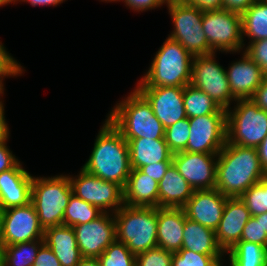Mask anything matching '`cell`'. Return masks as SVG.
Instances as JSON below:
<instances>
[{
    "label": "cell",
    "mask_w": 267,
    "mask_h": 266,
    "mask_svg": "<svg viewBox=\"0 0 267 266\" xmlns=\"http://www.w3.org/2000/svg\"><path fill=\"white\" fill-rule=\"evenodd\" d=\"M158 207L123 205L114 213L116 240L135 255L157 247Z\"/></svg>",
    "instance_id": "cell-5"
},
{
    "label": "cell",
    "mask_w": 267,
    "mask_h": 266,
    "mask_svg": "<svg viewBox=\"0 0 267 266\" xmlns=\"http://www.w3.org/2000/svg\"><path fill=\"white\" fill-rule=\"evenodd\" d=\"M103 212L96 206L82 200L72 193L63 215V225L75 226L90 222Z\"/></svg>",
    "instance_id": "cell-31"
},
{
    "label": "cell",
    "mask_w": 267,
    "mask_h": 266,
    "mask_svg": "<svg viewBox=\"0 0 267 266\" xmlns=\"http://www.w3.org/2000/svg\"><path fill=\"white\" fill-rule=\"evenodd\" d=\"M173 252L160 247L136 255V266H172Z\"/></svg>",
    "instance_id": "cell-36"
},
{
    "label": "cell",
    "mask_w": 267,
    "mask_h": 266,
    "mask_svg": "<svg viewBox=\"0 0 267 266\" xmlns=\"http://www.w3.org/2000/svg\"><path fill=\"white\" fill-rule=\"evenodd\" d=\"M44 239L4 246L0 266H33Z\"/></svg>",
    "instance_id": "cell-28"
},
{
    "label": "cell",
    "mask_w": 267,
    "mask_h": 266,
    "mask_svg": "<svg viewBox=\"0 0 267 266\" xmlns=\"http://www.w3.org/2000/svg\"><path fill=\"white\" fill-rule=\"evenodd\" d=\"M16 3V0H0V7L2 6V5H7L8 3L10 4V3Z\"/></svg>",
    "instance_id": "cell-54"
},
{
    "label": "cell",
    "mask_w": 267,
    "mask_h": 266,
    "mask_svg": "<svg viewBox=\"0 0 267 266\" xmlns=\"http://www.w3.org/2000/svg\"><path fill=\"white\" fill-rule=\"evenodd\" d=\"M190 136L184 151L218 154L227 141L226 109L189 118Z\"/></svg>",
    "instance_id": "cell-12"
},
{
    "label": "cell",
    "mask_w": 267,
    "mask_h": 266,
    "mask_svg": "<svg viewBox=\"0 0 267 266\" xmlns=\"http://www.w3.org/2000/svg\"><path fill=\"white\" fill-rule=\"evenodd\" d=\"M244 51L261 67L262 72L267 75V39L248 44Z\"/></svg>",
    "instance_id": "cell-39"
},
{
    "label": "cell",
    "mask_w": 267,
    "mask_h": 266,
    "mask_svg": "<svg viewBox=\"0 0 267 266\" xmlns=\"http://www.w3.org/2000/svg\"><path fill=\"white\" fill-rule=\"evenodd\" d=\"M72 193L69 175L33 176L31 203L44 230L63 224L64 211Z\"/></svg>",
    "instance_id": "cell-6"
},
{
    "label": "cell",
    "mask_w": 267,
    "mask_h": 266,
    "mask_svg": "<svg viewBox=\"0 0 267 266\" xmlns=\"http://www.w3.org/2000/svg\"><path fill=\"white\" fill-rule=\"evenodd\" d=\"M98 259L101 266H136V255L118 240L111 243Z\"/></svg>",
    "instance_id": "cell-32"
},
{
    "label": "cell",
    "mask_w": 267,
    "mask_h": 266,
    "mask_svg": "<svg viewBox=\"0 0 267 266\" xmlns=\"http://www.w3.org/2000/svg\"><path fill=\"white\" fill-rule=\"evenodd\" d=\"M183 101L187 118L214 114L221 108L209 95L191 84L184 87Z\"/></svg>",
    "instance_id": "cell-30"
},
{
    "label": "cell",
    "mask_w": 267,
    "mask_h": 266,
    "mask_svg": "<svg viewBox=\"0 0 267 266\" xmlns=\"http://www.w3.org/2000/svg\"><path fill=\"white\" fill-rule=\"evenodd\" d=\"M242 39L250 41L267 39V0H256L242 15Z\"/></svg>",
    "instance_id": "cell-27"
},
{
    "label": "cell",
    "mask_w": 267,
    "mask_h": 266,
    "mask_svg": "<svg viewBox=\"0 0 267 266\" xmlns=\"http://www.w3.org/2000/svg\"><path fill=\"white\" fill-rule=\"evenodd\" d=\"M101 1H103V2H104V1H105V2H112V1L115 2V1H116V2H117V1H120V0H101Z\"/></svg>",
    "instance_id": "cell-55"
},
{
    "label": "cell",
    "mask_w": 267,
    "mask_h": 266,
    "mask_svg": "<svg viewBox=\"0 0 267 266\" xmlns=\"http://www.w3.org/2000/svg\"><path fill=\"white\" fill-rule=\"evenodd\" d=\"M1 94L4 95V88H0V97L2 96ZM2 102L0 100V140L10 136L9 126L4 116V104Z\"/></svg>",
    "instance_id": "cell-47"
},
{
    "label": "cell",
    "mask_w": 267,
    "mask_h": 266,
    "mask_svg": "<svg viewBox=\"0 0 267 266\" xmlns=\"http://www.w3.org/2000/svg\"><path fill=\"white\" fill-rule=\"evenodd\" d=\"M235 102L226 110L227 142L257 148L267 135V111L250 99Z\"/></svg>",
    "instance_id": "cell-7"
},
{
    "label": "cell",
    "mask_w": 267,
    "mask_h": 266,
    "mask_svg": "<svg viewBox=\"0 0 267 266\" xmlns=\"http://www.w3.org/2000/svg\"><path fill=\"white\" fill-rule=\"evenodd\" d=\"M129 146V157L132 168L158 162H172L173 153L169 150L165 139H125Z\"/></svg>",
    "instance_id": "cell-24"
},
{
    "label": "cell",
    "mask_w": 267,
    "mask_h": 266,
    "mask_svg": "<svg viewBox=\"0 0 267 266\" xmlns=\"http://www.w3.org/2000/svg\"><path fill=\"white\" fill-rule=\"evenodd\" d=\"M9 136L0 140V173L14 168L20 161L7 146Z\"/></svg>",
    "instance_id": "cell-40"
},
{
    "label": "cell",
    "mask_w": 267,
    "mask_h": 266,
    "mask_svg": "<svg viewBox=\"0 0 267 266\" xmlns=\"http://www.w3.org/2000/svg\"><path fill=\"white\" fill-rule=\"evenodd\" d=\"M158 182L140 169L132 168L124 190V204L132 207H159Z\"/></svg>",
    "instance_id": "cell-22"
},
{
    "label": "cell",
    "mask_w": 267,
    "mask_h": 266,
    "mask_svg": "<svg viewBox=\"0 0 267 266\" xmlns=\"http://www.w3.org/2000/svg\"><path fill=\"white\" fill-rule=\"evenodd\" d=\"M256 0H223V9L243 14Z\"/></svg>",
    "instance_id": "cell-45"
},
{
    "label": "cell",
    "mask_w": 267,
    "mask_h": 266,
    "mask_svg": "<svg viewBox=\"0 0 267 266\" xmlns=\"http://www.w3.org/2000/svg\"><path fill=\"white\" fill-rule=\"evenodd\" d=\"M166 4L174 24V30L168 37L178 41L193 56L214 53L203 31L204 11L183 0H168Z\"/></svg>",
    "instance_id": "cell-8"
},
{
    "label": "cell",
    "mask_w": 267,
    "mask_h": 266,
    "mask_svg": "<svg viewBox=\"0 0 267 266\" xmlns=\"http://www.w3.org/2000/svg\"><path fill=\"white\" fill-rule=\"evenodd\" d=\"M250 100L259 108L267 111V75L264 76L261 85L256 89Z\"/></svg>",
    "instance_id": "cell-44"
},
{
    "label": "cell",
    "mask_w": 267,
    "mask_h": 266,
    "mask_svg": "<svg viewBox=\"0 0 267 266\" xmlns=\"http://www.w3.org/2000/svg\"><path fill=\"white\" fill-rule=\"evenodd\" d=\"M124 1L126 6L133 11L143 12L150 9H155L166 4L168 0H120Z\"/></svg>",
    "instance_id": "cell-42"
},
{
    "label": "cell",
    "mask_w": 267,
    "mask_h": 266,
    "mask_svg": "<svg viewBox=\"0 0 267 266\" xmlns=\"http://www.w3.org/2000/svg\"><path fill=\"white\" fill-rule=\"evenodd\" d=\"M224 255H205L188 249L173 252L172 266H223Z\"/></svg>",
    "instance_id": "cell-33"
},
{
    "label": "cell",
    "mask_w": 267,
    "mask_h": 266,
    "mask_svg": "<svg viewBox=\"0 0 267 266\" xmlns=\"http://www.w3.org/2000/svg\"><path fill=\"white\" fill-rule=\"evenodd\" d=\"M73 194L102 212L115 213L124 205V190L113 182H108L87 173L83 168L79 175L69 176Z\"/></svg>",
    "instance_id": "cell-11"
},
{
    "label": "cell",
    "mask_w": 267,
    "mask_h": 266,
    "mask_svg": "<svg viewBox=\"0 0 267 266\" xmlns=\"http://www.w3.org/2000/svg\"><path fill=\"white\" fill-rule=\"evenodd\" d=\"M228 198L217 189L194 190L191 198L182 208L186 218L215 231L219 226Z\"/></svg>",
    "instance_id": "cell-17"
},
{
    "label": "cell",
    "mask_w": 267,
    "mask_h": 266,
    "mask_svg": "<svg viewBox=\"0 0 267 266\" xmlns=\"http://www.w3.org/2000/svg\"><path fill=\"white\" fill-rule=\"evenodd\" d=\"M242 55L239 61L226 69L230 91L236 100L251 99L265 76L261 67L245 51Z\"/></svg>",
    "instance_id": "cell-18"
},
{
    "label": "cell",
    "mask_w": 267,
    "mask_h": 266,
    "mask_svg": "<svg viewBox=\"0 0 267 266\" xmlns=\"http://www.w3.org/2000/svg\"><path fill=\"white\" fill-rule=\"evenodd\" d=\"M218 154L180 151L172 163L194 190L215 189Z\"/></svg>",
    "instance_id": "cell-15"
},
{
    "label": "cell",
    "mask_w": 267,
    "mask_h": 266,
    "mask_svg": "<svg viewBox=\"0 0 267 266\" xmlns=\"http://www.w3.org/2000/svg\"><path fill=\"white\" fill-rule=\"evenodd\" d=\"M33 176L19 162L0 173V210L24 206L31 202Z\"/></svg>",
    "instance_id": "cell-20"
},
{
    "label": "cell",
    "mask_w": 267,
    "mask_h": 266,
    "mask_svg": "<svg viewBox=\"0 0 267 266\" xmlns=\"http://www.w3.org/2000/svg\"><path fill=\"white\" fill-rule=\"evenodd\" d=\"M77 266H101L98 258L82 257Z\"/></svg>",
    "instance_id": "cell-50"
},
{
    "label": "cell",
    "mask_w": 267,
    "mask_h": 266,
    "mask_svg": "<svg viewBox=\"0 0 267 266\" xmlns=\"http://www.w3.org/2000/svg\"><path fill=\"white\" fill-rule=\"evenodd\" d=\"M0 221L4 246L43 239L44 229L31 202L0 210Z\"/></svg>",
    "instance_id": "cell-13"
},
{
    "label": "cell",
    "mask_w": 267,
    "mask_h": 266,
    "mask_svg": "<svg viewBox=\"0 0 267 266\" xmlns=\"http://www.w3.org/2000/svg\"><path fill=\"white\" fill-rule=\"evenodd\" d=\"M107 119L124 139H165V128L154 115L151 105L135 88L112 108Z\"/></svg>",
    "instance_id": "cell-4"
},
{
    "label": "cell",
    "mask_w": 267,
    "mask_h": 266,
    "mask_svg": "<svg viewBox=\"0 0 267 266\" xmlns=\"http://www.w3.org/2000/svg\"><path fill=\"white\" fill-rule=\"evenodd\" d=\"M44 243L49 246L61 266H77L82 258L71 226L58 225L44 230Z\"/></svg>",
    "instance_id": "cell-23"
},
{
    "label": "cell",
    "mask_w": 267,
    "mask_h": 266,
    "mask_svg": "<svg viewBox=\"0 0 267 266\" xmlns=\"http://www.w3.org/2000/svg\"><path fill=\"white\" fill-rule=\"evenodd\" d=\"M181 249L205 255L226 254L218 245L215 231L191 219H185Z\"/></svg>",
    "instance_id": "cell-26"
},
{
    "label": "cell",
    "mask_w": 267,
    "mask_h": 266,
    "mask_svg": "<svg viewBox=\"0 0 267 266\" xmlns=\"http://www.w3.org/2000/svg\"><path fill=\"white\" fill-rule=\"evenodd\" d=\"M265 175L256 148L226 141L218 153L215 189L229 198H238Z\"/></svg>",
    "instance_id": "cell-1"
},
{
    "label": "cell",
    "mask_w": 267,
    "mask_h": 266,
    "mask_svg": "<svg viewBox=\"0 0 267 266\" xmlns=\"http://www.w3.org/2000/svg\"><path fill=\"white\" fill-rule=\"evenodd\" d=\"M82 168L91 175L125 188L132 170L129 146L108 119L100 128L91 155Z\"/></svg>",
    "instance_id": "cell-2"
},
{
    "label": "cell",
    "mask_w": 267,
    "mask_h": 266,
    "mask_svg": "<svg viewBox=\"0 0 267 266\" xmlns=\"http://www.w3.org/2000/svg\"><path fill=\"white\" fill-rule=\"evenodd\" d=\"M202 26L213 52L243 51L241 14L226 9L204 11Z\"/></svg>",
    "instance_id": "cell-9"
},
{
    "label": "cell",
    "mask_w": 267,
    "mask_h": 266,
    "mask_svg": "<svg viewBox=\"0 0 267 266\" xmlns=\"http://www.w3.org/2000/svg\"><path fill=\"white\" fill-rule=\"evenodd\" d=\"M190 136L189 118H184L165 129V141L174 154L186 149Z\"/></svg>",
    "instance_id": "cell-34"
},
{
    "label": "cell",
    "mask_w": 267,
    "mask_h": 266,
    "mask_svg": "<svg viewBox=\"0 0 267 266\" xmlns=\"http://www.w3.org/2000/svg\"><path fill=\"white\" fill-rule=\"evenodd\" d=\"M171 164L172 162H158L143 166L140 170L159 183Z\"/></svg>",
    "instance_id": "cell-43"
},
{
    "label": "cell",
    "mask_w": 267,
    "mask_h": 266,
    "mask_svg": "<svg viewBox=\"0 0 267 266\" xmlns=\"http://www.w3.org/2000/svg\"><path fill=\"white\" fill-rule=\"evenodd\" d=\"M33 266H61L51 248L43 243L38 251Z\"/></svg>",
    "instance_id": "cell-41"
},
{
    "label": "cell",
    "mask_w": 267,
    "mask_h": 266,
    "mask_svg": "<svg viewBox=\"0 0 267 266\" xmlns=\"http://www.w3.org/2000/svg\"><path fill=\"white\" fill-rule=\"evenodd\" d=\"M18 1H22V2H28L30 3L33 7L35 6H47V5H50V6H57L61 3H63V1L65 0H16V2Z\"/></svg>",
    "instance_id": "cell-49"
},
{
    "label": "cell",
    "mask_w": 267,
    "mask_h": 266,
    "mask_svg": "<svg viewBox=\"0 0 267 266\" xmlns=\"http://www.w3.org/2000/svg\"><path fill=\"white\" fill-rule=\"evenodd\" d=\"M151 105L154 115L163 127L187 118L183 94L184 87H135Z\"/></svg>",
    "instance_id": "cell-16"
},
{
    "label": "cell",
    "mask_w": 267,
    "mask_h": 266,
    "mask_svg": "<svg viewBox=\"0 0 267 266\" xmlns=\"http://www.w3.org/2000/svg\"><path fill=\"white\" fill-rule=\"evenodd\" d=\"M3 248H4V244H3V241H2V231H1V221H0V257H1V254H2Z\"/></svg>",
    "instance_id": "cell-53"
},
{
    "label": "cell",
    "mask_w": 267,
    "mask_h": 266,
    "mask_svg": "<svg viewBox=\"0 0 267 266\" xmlns=\"http://www.w3.org/2000/svg\"><path fill=\"white\" fill-rule=\"evenodd\" d=\"M240 241L258 243L267 248V234L261 226V219H255L252 216L248 220L242 231Z\"/></svg>",
    "instance_id": "cell-38"
},
{
    "label": "cell",
    "mask_w": 267,
    "mask_h": 266,
    "mask_svg": "<svg viewBox=\"0 0 267 266\" xmlns=\"http://www.w3.org/2000/svg\"><path fill=\"white\" fill-rule=\"evenodd\" d=\"M159 207L182 208L194 189L172 163L158 184Z\"/></svg>",
    "instance_id": "cell-25"
},
{
    "label": "cell",
    "mask_w": 267,
    "mask_h": 266,
    "mask_svg": "<svg viewBox=\"0 0 267 266\" xmlns=\"http://www.w3.org/2000/svg\"><path fill=\"white\" fill-rule=\"evenodd\" d=\"M82 257L98 258L116 240L113 213L103 212L96 219L73 226Z\"/></svg>",
    "instance_id": "cell-14"
},
{
    "label": "cell",
    "mask_w": 267,
    "mask_h": 266,
    "mask_svg": "<svg viewBox=\"0 0 267 266\" xmlns=\"http://www.w3.org/2000/svg\"><path fill=\"white\" fill-rule=\"evenodd\" d=\"M261 162V166L267 174V135L264 137L262 143L256 148Z\"/></svg>",
    "instance_id": "cell-48"
},
{
    "label": "cell",
    "mask_w": 267,
    "mask_h": 266,
    "mask_svg": "<svg viewBox=\"0 0 267 266\" xmlns=\"http://www.w3.org/2000/svg\"><path fill=\"white\" fill-rule=\"evenodd\" d=\"M216 53L195 55L192 62L190 84L209 95L223 109H229L236 99L233 97L226 69L218 64Z\"/></svg>",
    "instance_id": "cell-10"
},
{
    "label": "cell",
    "mask_w": 267,
    "mask_h": 266,
    "mask_svg": "<svg viewBox=\"0 0 267 266\" xmlns=\"http://www.w3.org/2000/svg\"><path fill=\"white\" fill-rule=\"evenodd\" d=\"M193 55L167 37L136 87H185L190 84Z\"/></svg>",
    "instance_id": "cell-3"
},
{
    "label": "cell",
    "mask_w": 267,
    "mask_h": 266,
    "mask_svg": "<svg viewBox=\"0 0 267 266\" xmlns=\"http://www.w3.org/2000/svg\"><path fill=\"white\" fill-rule=\"evenodd\" d=\"M23 67L5 49L0 42V88H4V77H15L23 73Z\"/></svg>",
    "instance_id": "cell-37"
},
{
    "label": "cell",
    "mask_w": 267,
    "mask_h": 266,
    "mask_svg": "<svg viewBox=\"0 0 267 266\" xmlns=\"http://www.w3.org/2000/svg\"><path fill=\"white\" fill-rule=\"evenodd\" d=\"M255 219H261V226L263 227V230H265V233L267 234V212L254 216Z\"/></svg>",
    "instance_id": "cell-51"
},
{
    "label": "cell",
    "mask_w": 267,
    "mask_h": 266,
    "mask_svg": "<svg viewBox=\"0 0 267 266\" xmlns=\"http://www.w3.org/2000/svg\"><path fill=\"white\" fill-rule=\"evenodd\" d=\"M251 217L250 211L239 197L226 200L222 218L215 230L218 245L225 253L240 241L244 226Z\"/></svg>",
    "instance_id": "cell-19"
},
{
    "label": "cell",
    "mask_w": 267,
    "mask_h": 266,
    "mask_svg": "<svg viewBox=\"0 0 267 266\" xmlns=\"http://www.w3.org/2000/svg\"><path fill=\"white\" fill-rule=\"evenodd\" d=\"M202 11L223 9V0H183Z\"/></svg>",
    "instance_id": "cell-46"
},
{
    "label": "cell",
    "mask_w": 267,
    "mask_h": 266,
    "mask_svg": "<svg viewBox=\"0 0 267 266\" xmlns=\"http://www.w3.org/2000/svg\"><path fill=\"white\" fill-rule=\"evenodd\" d=\"M239 198L247 206L251 216L267 212V191L259 182L252 185Z\"/></svg>",
    "instance_id": "cell-35"
},
{
    "label": "cell",
    "mask_w": 267,
    "mask_h": 266,
    "mask_svg": "<svg viewBox=\"0 0 267 266\" xmlns=\"http://www.w3.org/2000/svg\"><path fill=\"white\" fill-rule=\"evenodd\" d=\"M185 219L183 208L158 207L157 247L171 252L181 250Z\"/></svg>",
    "instance_id": "cell-21"
},
{
    "label": "cell",
    "mask_w": 267,
    "mask_h": 266,
    "mask_svg": "<svg viewBox=\"0 0 267 266\" xmlns=\"http://www.w3.org/2000/svg\"><path fill=\"white\" fill-rule=\"evenodd\" d=\"M259 183L262 185L265 191H267V174L261 178Z\"/></svg>",
    "instance_id": "cell-52"
},
{
    "label": "cell",
    "mask_w": 267,
    "mask_h": 266,
    "mask_svg": "<svg viewBox=\"0 0 267 266\" xmlns=\"http://www.w3.org/2000/svg\"><path fill=\"white\" fill-rule=\"evenodd\" d=\"M226 254L229 266H267V248L258 243L239 241Z\"/></svg>",
    "instance_id": "cell-29"
}]
</instances>
